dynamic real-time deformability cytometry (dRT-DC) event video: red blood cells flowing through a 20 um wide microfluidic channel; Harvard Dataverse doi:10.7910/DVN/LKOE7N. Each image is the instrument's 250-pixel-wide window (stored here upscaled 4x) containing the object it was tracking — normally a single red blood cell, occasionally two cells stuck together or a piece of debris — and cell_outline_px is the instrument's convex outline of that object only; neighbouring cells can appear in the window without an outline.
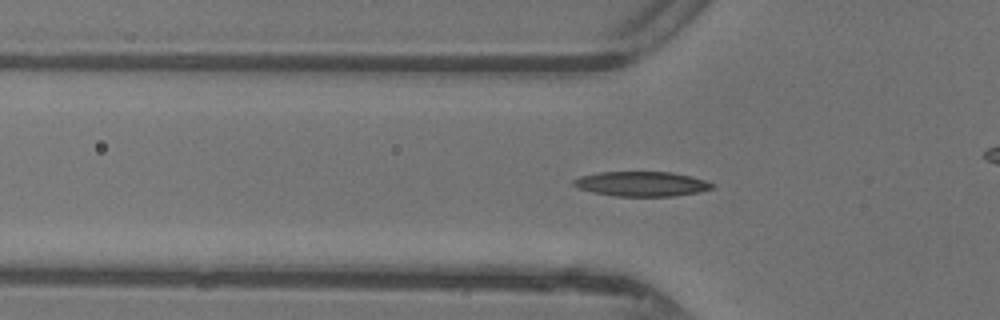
{"species": "common noctule bat (a hibernating species)", "species_latin": "Nyctalus noctula", "temperature_condition": "warm", "stored_images_in_passage": 38, "camera_frame_rate_fps": 3000, "um_per_image_px": 0.085, "animal": {"sex": "female"}, "frame": {"image": 1, "passage_image": 6, "time_ms": 1.667, "image_size_px": [1000, 320], "cell_outline_px": [[716, 184], [712, 188], [696, 192], [676, 196], [612, 196], [592, 192], [580, 188], [572, 184], [572, 180], [580, 176], [596, 172], [672, 172], [704, 180]], "centroid_in_image_um": [54.49, 15.63], "position_along_channel_um": 71.3, "area_um2": 19.94}}
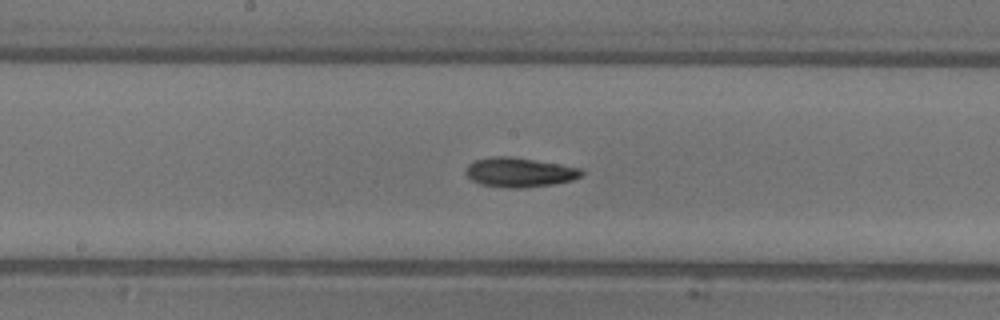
{"frame": {"image": 2, "passage_image": 15, "time_ms": 4.667, "image_size_px": [1000, 320], "cell_outline_px": [[584, 172], [580, 176], [572, 180], [552, 184], [524, 188], [504, 188], [480, 184], [472, 180], [464, 172], [468, 164], [476, 160], [496, 156], [508, 156], [560, 164], [580, 168]], "centroid_in_image_um": [44.13, 14.66], "position_along_channel_um": 204.1, "area_um2": 19.77}}
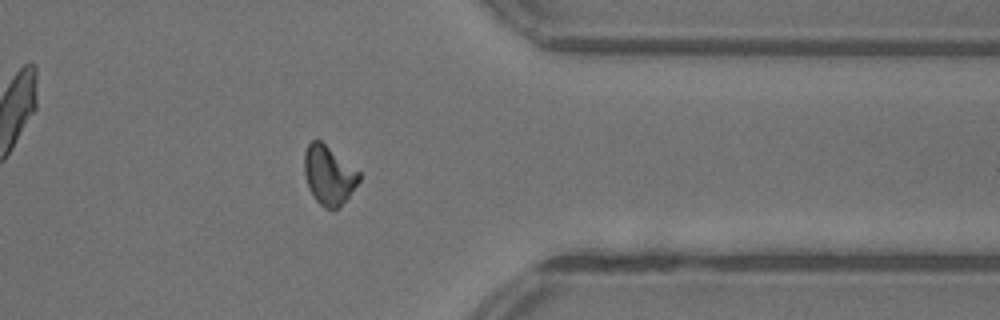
{"frame": {"image": 3, "passage_image": 28, "time_ms": 9.0, "image_size_px": [1000, 320], "cell_outline_px": [[360, 180], [348, 196], [336, 208], [324, 208], [316, 200], [308, 188], [304, 172], [304, 152], [308, 144], [312, 140], [320, 140], [360, 172]], "centroid_in_image_um": [27.92, 14.86], "position_along_channel_um": 383.5, "area_um2": 18.5}, "authors_computed_cell_mechanics": {"area_um2": 18.8139, "velocity_mm_per_s": 4.3919, "shape_relaxation_time_tau1_ms": 6.3639, "shape_relaxation_time_tau2_ms": null, "deformation_change_tau1": 0.1779, "deformation_change_tau2": null}}